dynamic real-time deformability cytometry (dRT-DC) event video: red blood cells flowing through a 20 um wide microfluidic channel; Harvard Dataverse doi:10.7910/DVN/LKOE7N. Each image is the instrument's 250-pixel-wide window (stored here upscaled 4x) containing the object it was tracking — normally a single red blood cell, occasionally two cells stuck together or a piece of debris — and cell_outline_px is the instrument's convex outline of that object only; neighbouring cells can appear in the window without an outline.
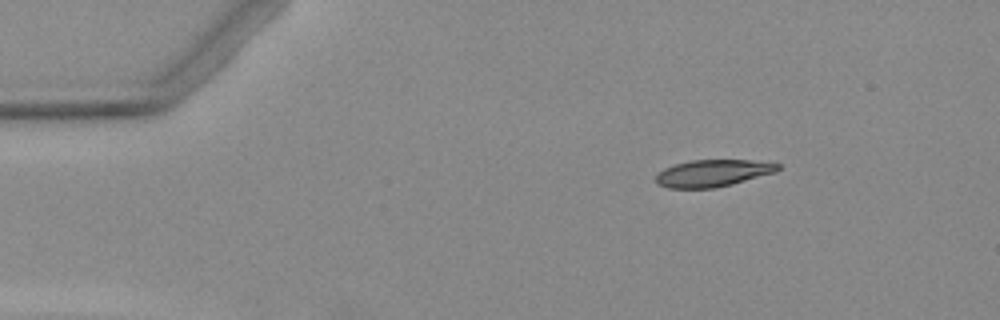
{"species": "Egyptian fruit bat (a non-hibernating species)", "species_latin": "Rousettus aegyptiacus", "temperature_condition": "warm", "stored_images_in_passage": 5, "camera_frame_rate_fps": 3000, "um_per_image_px": 0.085, "animal": {"sex": "female"}, "frame": {"image": 1, "passage_image": 5, "time_ms": 5.333, "image_size_px": [1000, 320], "cell_outline_px": [[780, 168], [776, 172], [732, 184], [712, 188], [668, 188], [656, 184], [656, 176], [664, 168], [676, 164], [692, 160], [748, 160], [780, 164]], "centroid_in_image_um": [60.58, 14.72], "position_along_channel_um": 24.4, "area_um2": 19.02}}